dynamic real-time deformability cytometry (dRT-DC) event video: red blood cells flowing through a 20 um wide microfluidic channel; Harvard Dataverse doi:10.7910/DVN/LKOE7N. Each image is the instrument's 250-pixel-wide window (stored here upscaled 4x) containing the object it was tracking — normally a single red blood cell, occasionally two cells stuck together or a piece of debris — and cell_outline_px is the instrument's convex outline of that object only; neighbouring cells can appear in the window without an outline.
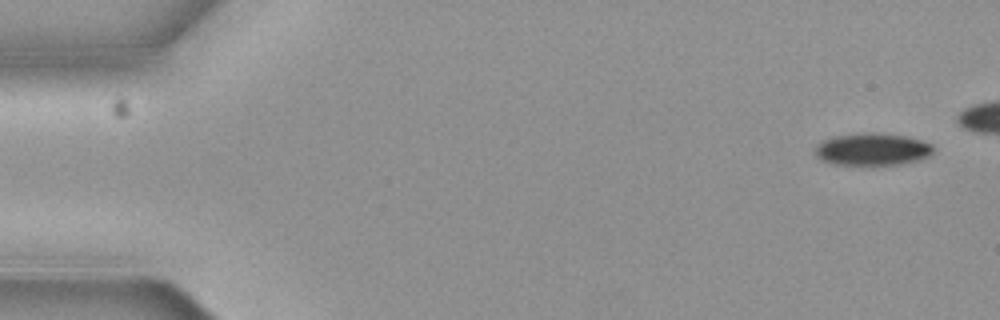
{"species": "common noctule bat (a hibernating species)", "species_latin": "Nyctalus noctula", "temperature_condition": "cold", "stored_images_in_passage": 7, "camera_frame_rate_fps": 3000, "um_per_image_px": 0.085, "animal": {"sex": "female", "body_mass_g": 19.3, "forearm_length_mm": 54.1}, "frame": {"image": 1, "passage_image": 1, "time_ms": 0.0, "image_size_px": [1000, 320], "cell_outline_px": [[932, 152], [928, 156], [920, 160], [900, 164], [864, 168], [832, 164], [816, 156], [816, 144], [824, 140], [836, 136], [868, 132], [872, 132], [904, 136], [920, 140], [932, 144]], "centroid_in_image_um": [74.13, 12.74], "position_along_channel_um": 10.9, "area_um2": 22.83}}
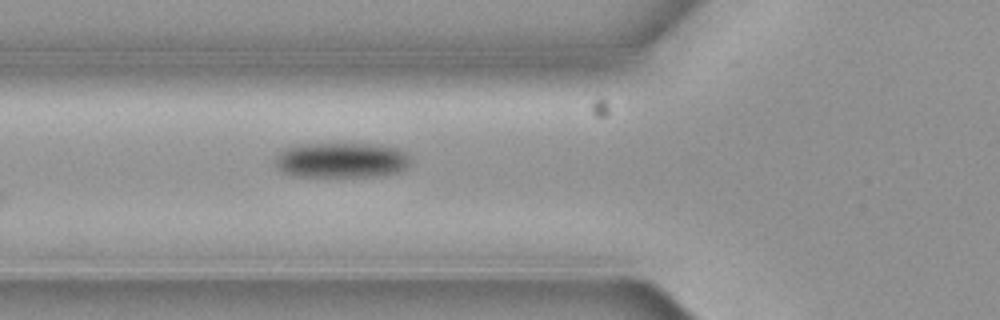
{"frame": {"image": 2, "passage_image": 7, "time_ms": 2.0, "image_size_px": [1000, 320], "cell_outline_px": [[408, 164], [404, 168], [396, 172], [376, 176], [292, 176], [284, 172], [276, 164], [276, 156], [284, 148], [300, 144], [380, 144], [400, 148], [408, 156]], "centroid_in_image_um": [29.01, 13.6], "position_along_channel_um": 96.8, "area_um2": 27.57}}